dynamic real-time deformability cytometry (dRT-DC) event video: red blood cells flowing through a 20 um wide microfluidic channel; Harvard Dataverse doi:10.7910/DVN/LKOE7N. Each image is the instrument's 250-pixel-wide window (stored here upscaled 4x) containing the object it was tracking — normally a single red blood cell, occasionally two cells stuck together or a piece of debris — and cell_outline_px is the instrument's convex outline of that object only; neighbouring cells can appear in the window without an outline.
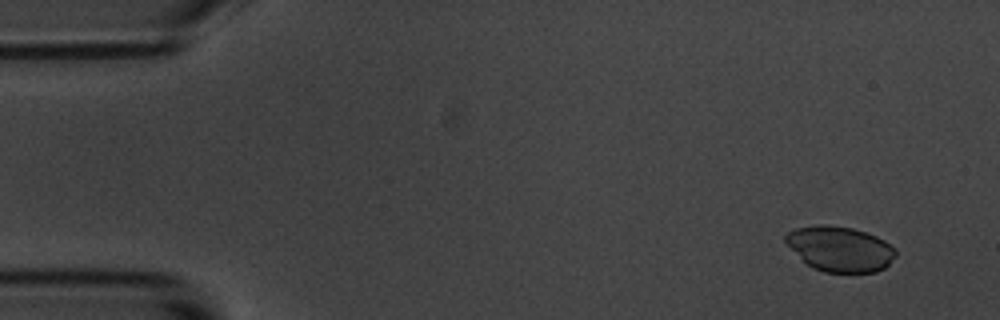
{"species": "common noctule bat (a hibernating species)", "species_latin": "Nyctalus noctula", "temperature_condition": "room temperature", "stored_images_in_passage": 9, "camera_frame_rate_fps": 3000, "um_per_image_px": 0.085, "animal": {"sex": "male", "body_mass_g": 20.1, "forearm_length_mm": 53.5}, "frame": {"image": 1, "passage_image": 1, "time_ms": 0.0, "image_size_px": [1000, 320], "cell_outline_px": [[896, 256], [884, 268], [876, 272], [824, 272], [812, 268], [784, 240], [784, 236], [788, 232], [796, 228], [816, 224], [828, 224], [852, 228], [876, 236], [884, 240], [896, 248]], "centroid_in_image_um": [71.42, 21.14], "position_along_channel_um": 13.6, "area_um2": 28.84}}